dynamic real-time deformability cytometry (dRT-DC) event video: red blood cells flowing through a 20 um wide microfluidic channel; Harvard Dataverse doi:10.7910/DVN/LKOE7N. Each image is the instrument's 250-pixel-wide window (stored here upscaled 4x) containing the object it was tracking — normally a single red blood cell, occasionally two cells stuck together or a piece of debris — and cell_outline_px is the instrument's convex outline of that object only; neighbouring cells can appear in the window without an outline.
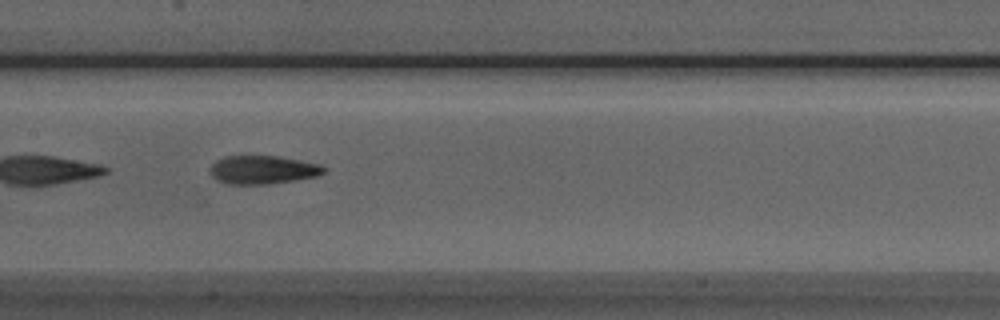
{"species": "Egyptian fruit bat (a non-hibernating species)", "species_latin": "Rousettus aegyptiacus", "temperature_condition": "room temperature", "stored_images_in_passage": 14, "camera_frame_rate_fps": 3000, "um_per_image_px": 0.085, "animal": {"sex": "male"}, "frame": {"image": 1, "passage_image": 9, "time_ms": 2.667, "image_size_px": [1000, 320], "cell_outline_px": [[324, 172], [316, 176], [296, 180], [268, 184], [228, 184], [216, 180], [208, 172], [208, 168], [216, 160], [224, 156], [276, 156], [320, 164], [324, 168]], "centroid_in_image_um": [22.26, 14.43], "position_along_channel_um": 185.1, "area_um2": 18.84}}